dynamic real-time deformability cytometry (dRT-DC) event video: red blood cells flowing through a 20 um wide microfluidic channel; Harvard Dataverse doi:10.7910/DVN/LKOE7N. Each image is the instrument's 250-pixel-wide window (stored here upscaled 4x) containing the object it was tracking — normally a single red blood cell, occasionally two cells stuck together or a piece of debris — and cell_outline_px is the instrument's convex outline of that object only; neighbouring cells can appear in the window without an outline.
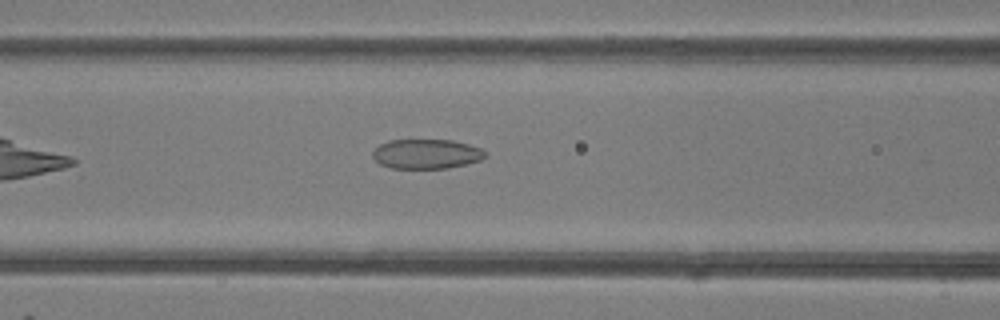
{"species": "common noctule bat (a hibernating species)", "species_latin": "Nyctalus noctula", "temperature_condition": "room temperature", "stored_images_in_passage": 34, "camera_frame_rate_fps": 3000, "um_per_image_px": 0.085, "animal": {"sex": "female"}, "frame": {"image": 1, "passage_image": 6, "time_ms": 1.667, "image_size_px": [1000, 320], "cell_outline_px": [[484, 156], [480, 160], [448, 168], [392, 168], [380, 164], [372, 156], [372, 152], [380, 144], [388, 140], [452, 140], [468, 144], [480, 148], [484, 152]], "centroid_in_image_um": [36.2, 13.08], "position_along_channel_um": 130.4, "area_um2": 19.19}}
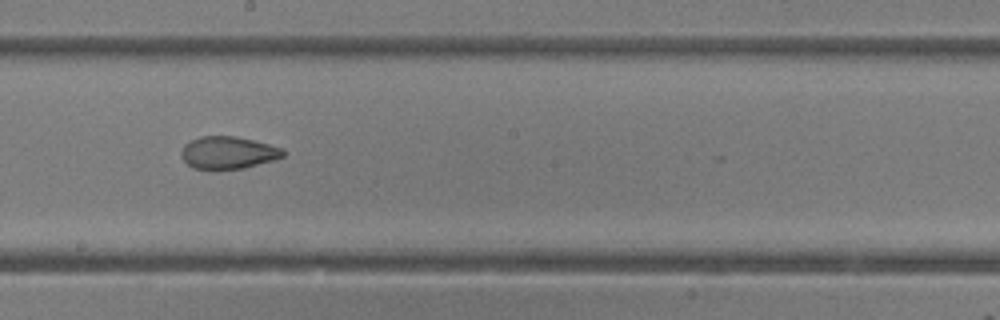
{"frame": {"image": 2, "passage_image": 13, "time_ms": 4.0, "image_size_px": [1000, 320], "cell_outline_px": [[288, 152], [284, 156], [272, 160], [244, 168], [192, 168], [180, 156], [180, 152], [184, 144], [200, 136], [236, 136], [284, 148]], "centroid_in_image_um": [19.4, 12.96], "position_along_channel_um": 228.8, "area_um2": 19.07}}
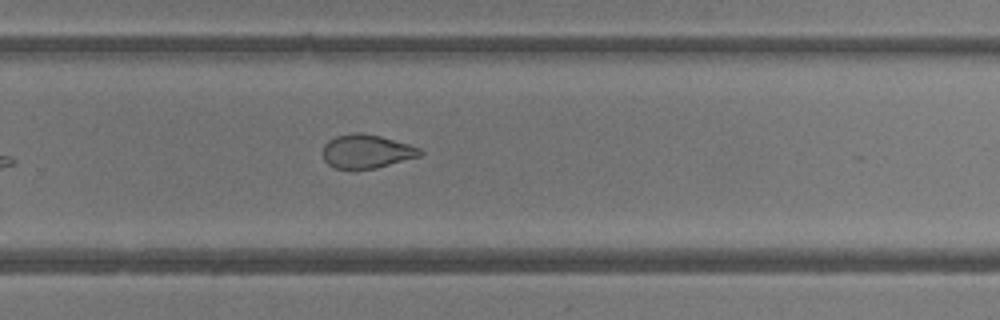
{"frame": {"image": 3, "passage_image": 18, "time_ms": 5.667, "image_size_px": [1000, 320], "cell_outline_px": [[424, 152], [420, 156], [376, 168], [336, 168], [328, 164], [324, 160], [320, 152], [324, 144], [328, 140], [336, 136], [352, 132], [360, 132], [380, 136], [408, 144], [420, 148]], "centroid_in_image_um": [31.12, 12.85], "position_along_channel_um": 298.7, "area_um2": 19.13}, "authors_computed_cell_mechanics": {"area_um2": 20.23, "velocity_mm_per_s": 4.2096, "shape_relaxation_time_tau1_ms": null, "shape_relaxation_time_tau2_ms": 1.7558, "deformation_change_tau1": null, "deformation_change_tau2": 0.0664}}